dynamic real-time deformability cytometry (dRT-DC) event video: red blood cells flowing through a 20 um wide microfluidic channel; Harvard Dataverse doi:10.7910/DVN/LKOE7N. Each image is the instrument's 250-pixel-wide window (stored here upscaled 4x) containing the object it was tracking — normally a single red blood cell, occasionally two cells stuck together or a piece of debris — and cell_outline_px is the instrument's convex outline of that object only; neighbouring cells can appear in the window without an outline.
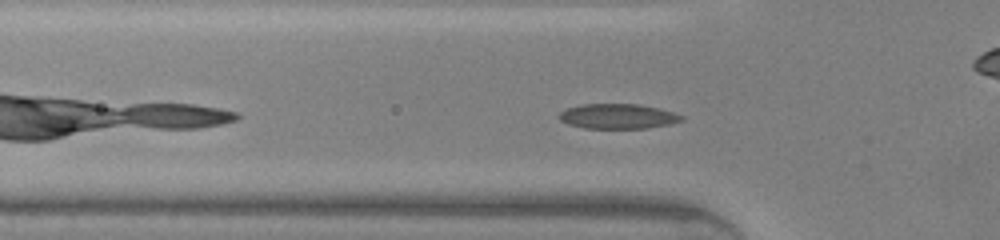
{"species": "common noctule bat (a hibernating species)", "species_latin": "Nyctalus noctula", "temperature_condition": "warm", "stored_images_in_passage": 31, "camera_frame_rate_fps": 3000, "um_per_image_px": 0.085, "animal": {"sex": "male", "body_mass_g": 20.0, "forearm_length_mm": 53.3}, "frame": {"image": 1, "passage_image": 5, "time_ms": 1.333, "image_size_px": [1000, 240], "cell_outline_px": [[684, 120], [668, 124], [648, 128], [584, 128], [568, 124], [560, 120], [556, 116], [560, 112], [568, 108], [580, 104], [640, 104], [660, 108], [684, 116]], "centroid_in_image_um": [52.5, 9.88], "position_along_channel_um": 73.3, "area_um2": 17.86}}
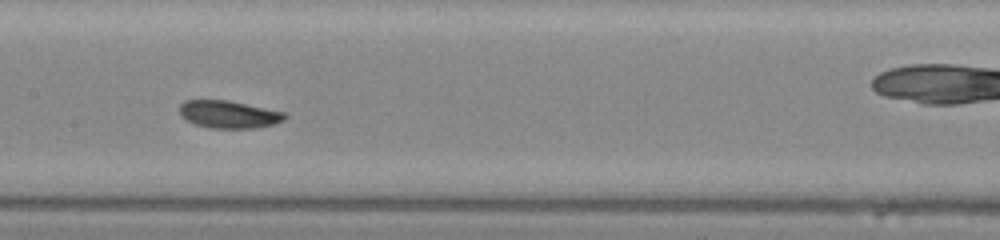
{"frame": {"image": 2, "passage_image": 13, "time_ms": 4.0, "image_size_px": [1000, 240], "cell_outline_px": [[288, 116], [284, 120], [276, 124], [256, 128], [208, 128], [184, 120], [180, 116], [180, 104], [184, 100], [228, 100], [284, 112]], "centroid_in_image_um": [19.43, 9.73], "position_along_channel_um": 188.0, "area_um2": 17.05}}
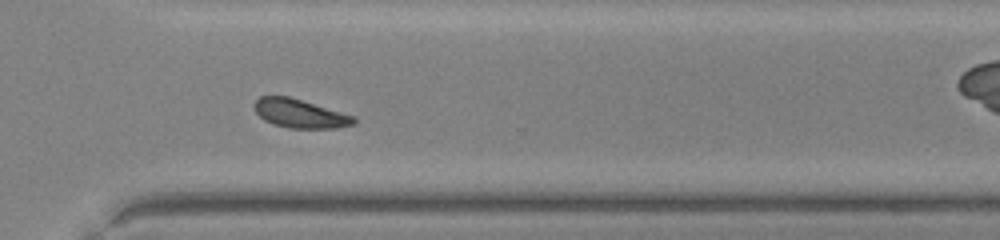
{"frame": {"image": 3, "passage_image": 24, "time_ms": 7.667, "image_size_px": [1000, 240], "cell_outline_px": [[356, 124], [336, 128], [288, 128], [272, 124], [264, 120], [252, 108], [252, 104], [260, 96], [288, 96], [356, 116]], "centroid_in_image_um": [25.49, 9.65], "position_along_channel_um": 345.1, "area_um2": 16.82}, "authors_computed_cell_mechanics": {"area_um2": 17.3978, "velocity_mm_per_s": 4.2771, "shape_relaxation_time_tau1_ms": 3.1511, "shape_relaxation_time_tau2_ms": 2.1711, "deformation_change_tau1": 0.1076, "deformation_change_tau2": 0.0635}}